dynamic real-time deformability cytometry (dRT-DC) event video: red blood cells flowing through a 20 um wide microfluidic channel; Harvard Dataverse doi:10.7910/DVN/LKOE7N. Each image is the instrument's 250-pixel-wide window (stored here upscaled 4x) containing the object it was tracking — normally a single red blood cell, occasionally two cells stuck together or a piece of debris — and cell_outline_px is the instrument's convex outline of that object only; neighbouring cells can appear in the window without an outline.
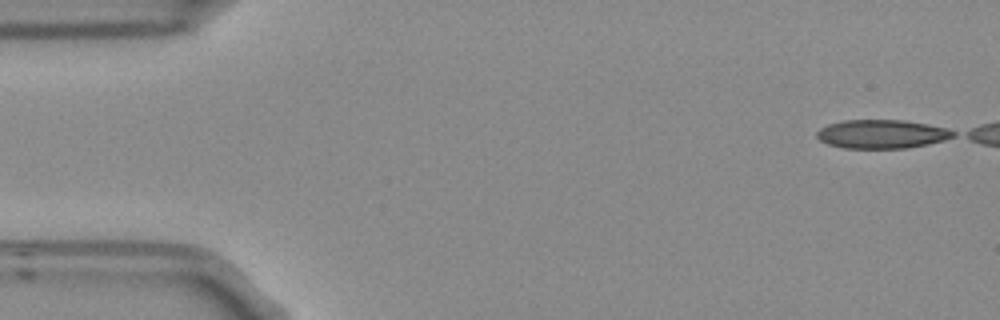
{"species": "Egyptian fruit bat (a non-hibernating species)", "species_latin": "Rousettus aegyptiacus", "temperature_condition": "room temperature", "stored_images_in_passage": 5, "camera_frame_rate_fps": 3000, "um_per_image_px": 0.085, "frame": {"image": 1, "passage_image": 1, "time_ms": 0.0, "image_size_px": [1000, 320], "cell_outline_px": [[956, 136], [944, 140], [928, 144], [908, 148], [844, 148], [828, 144], [820, 140], [816, 136], [816, 132], [820, 128], [828, 124], [844, 120], [904, 120], [928, 124], [948, 128], [956, 132]], "centroid_in_image_um": [74.97, 11.39], "position_along_channel_um": 10.0, "area_um2": 22.95}}
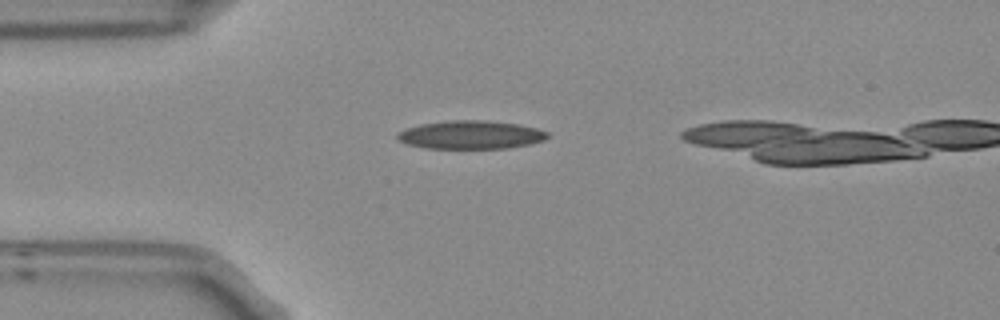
{"frame": {"image": 2, "passage_image": 4, "time_ms": 1.0, "image_size_px": [1000, 320], "cell_outline_px": [[548, 136], [544, 140], [528, 144], [508, 148], [424, 148], [408, 144], [400, 140], [396, 136], [396, 132], [420, 124], [452, 120], [484, 120], [516, 124], [536, 128], [548, 132]], "centroid_in_image_um": [40.0, 11.46], "position_along_channel_um": 45.0, "area_um2": 24.57}}